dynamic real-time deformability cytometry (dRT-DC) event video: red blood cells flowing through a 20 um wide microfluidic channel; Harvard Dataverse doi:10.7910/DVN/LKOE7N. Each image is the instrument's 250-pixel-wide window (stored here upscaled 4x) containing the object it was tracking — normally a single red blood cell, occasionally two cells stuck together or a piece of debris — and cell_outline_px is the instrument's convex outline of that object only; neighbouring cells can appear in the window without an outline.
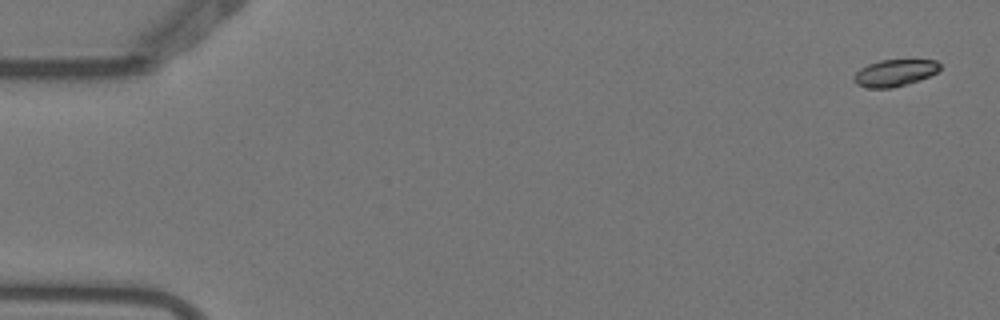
{"species": "Egyptian fruit bat (a non-hibernating species)", "species_latin": "Rousettus aegyptiacus", "temperature_condition": "warm", "stored_images_in_passage": 5, "camera_frame_rate_fps": 3000, "um_per_image_px": 0.085, "animal": {"sex": "female"}, "frame": {"image": 1, "passage_image": 1, "time_ms": 0.0, "image_size_px": [1000, 320], "cell_outline_px": [[940, 68], [936, 72], [920, 80], [908, 84], [892, 88], [868, 88], [856, 84], [852, 80], [852, 76], [860, 68], [868, 64], [880, 60], [936, 60], [940, 64]], "centroid_in_image_um": [76.01, 6.2], "position_along_channel_um": 9.0, "area_um2": 13.53}}
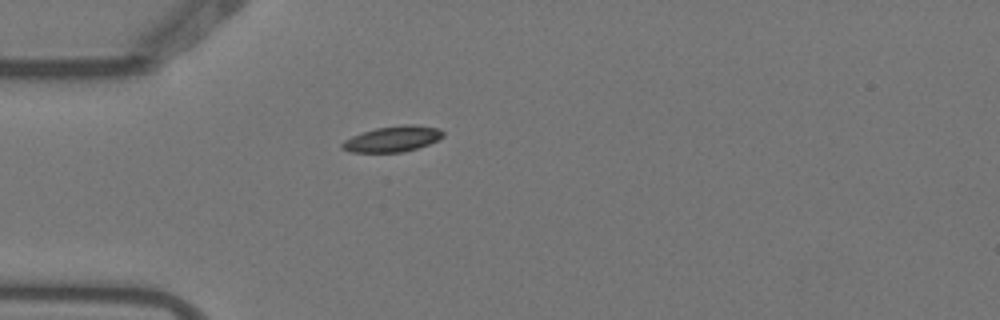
{"frame": {"image": 2, "passage_image": 4, "time_ms": 1.0, "image_size_px": [1000, 320], "cell_outline_px": [[444, 136], [428, 144], [404, 152], [352, 152], [340, 148], [340, 144], [344, 140], [352, 136], [376, 128], [404, 124], [412, 124], [440, 128], [444, 132]], "centroid_in_image_um": [33.37, 11.8], "position_along_channel_um": 51.6, "area_um2": 15.09}}